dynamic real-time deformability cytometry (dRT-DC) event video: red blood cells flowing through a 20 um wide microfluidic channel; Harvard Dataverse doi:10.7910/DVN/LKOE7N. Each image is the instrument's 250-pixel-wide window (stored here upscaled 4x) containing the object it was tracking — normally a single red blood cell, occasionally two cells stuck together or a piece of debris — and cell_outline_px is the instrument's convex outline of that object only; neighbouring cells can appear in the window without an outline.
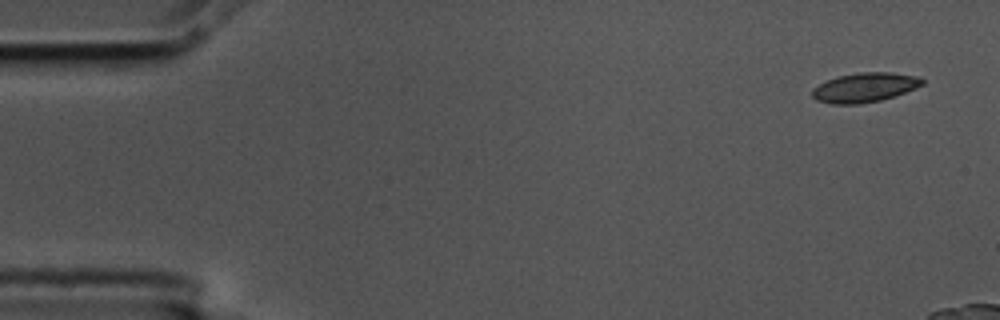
{"species": "common noctule bat (a hibernating species)", "species_latin": "Nyctalus noctula", "temperature_condition": "cold", "stored_images_in_passage": 4, "camera_frame_rate_fps": 3000, "um_per_image_px": 0.085, "animal": {"sex": "male", "body_mass_g": 17.5, "forearm_length_mm": 52.3}, "frame": {"image": 1, "passage_image": 1, "time_ms": 0.0, "image_size_px": [1000, 320], "cell_outline_px": [[924, 84], [916, 88], [880, 100], [856, 104], [832, 104], [816, 100], [812, 96], [812, 88], [836, 76], [860, 72], [892, 72], [916, 76], [924, 80]], "centroid_in_image_um": [73.48, 7.42], "position_along_channel_um": 11.5, "area_um2": 18.73}}